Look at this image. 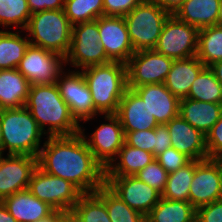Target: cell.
Listing matches in <instances>:
<instances>
[{"label":"cell","mask_w":222,"mask_h":222,"mask_svg":"<svg viewBox=\"0 0 222 222\" xmlns=\"http://www.w3.org/2000/svg\"><path fill=\"white\" fill-rule=\"evenodd\" d=\"M45 138L37 156L40 169L70 181L83 194L94 193L105 183V168L94 158L80 132Z\"/></svg>","instance_id":"obj_1"},{"label":"cell","mask_w":222,"mask_h":222,"mask_svg":"<svg viewBox=\"0 0 222 222\" xmlns=\"http://www.w3.org/2000/svg\"><path fill=\"white\" fill-rule=\"evenodd\" d=\"M25 107L42 131L49 136H70L80 132L82 125L72 116L56 83L30 85Z\"/></svg>","instance_id":"obj_2"},{"label":"cell","mask_w":222,"mask_h":222,"mask_svg":"<svg viewBox=\"0 0 222 222\" xmlns=\"http://www.w3.org/2000/svg\"><path fill=\"white\" fill-rule=\"evenodd\" d=\"M89 87L98 114H116L120 100L127 90L126 64L110 62L81 70Z\"/></svg>","instance_id":"obj_3"},{"label":"cell","mask_w":222,"mask_h":222,"mask_svg":"<svg viewBox=\"0 0 222 222\" xmlns=\"http://www.w3.org/2000/svg\"><path fill=\"white\" fill-rule=\"evenodd\" d=\"M0 124L3 152L8 148L7 154L39 155L45 133L25 106L0 110Z\"/></svg>","instance_id":"obj_4"},{"label":"cell","mask_w":222,"mask_h":222,"mask_svg":"<svg viewBox=\"0 0 222 222\" xmlns=\"http://www.w3.org/2000/svg\"><path fill=\"white\" fill-rule=\"evenodd\" d=\"M25 31L30 44L66 57L72 38V24L61 10H46L31 14Z\"/></svg>","instance_id":"obj_5"},{"label":"cell","mask_w":222,"mask_h":222,"mask_svg":"<svg viewBox=\"0 0 222 222\" xmlns=\"http://www.w3.org/2000/svg\"><path fill=\"white\" fill-rule=\"evenodd\" d=\"M170 15L155 2L143 0L124 16L134 51L153 49Z\"/></svg>","instance_id":"obj_6"},{"label":"cell","mask_w":222,"mask_h":222,"mask_svg":"<svg viewBox=\"0 0 222 222\" xmlns=\"http://www.w3.org/2000/svg\"><path fill=\"white\" fill-rule=\"evenodd\" d=\"M65 63L81 70L92 65L112 62L100 43L97 19L72 25L71 46Z\"/></svg>","instance_id":"obj_7"},{"label":"cell","mask_w":222,"mask_h":222,"mask_svg":"<svg viewBox=\"0 0 222 222\" xmlns=\"http://www.w3.org/2000/svg\"><path fill=\"white\" fill-rule=\"evenodd\" d=\"M28 190L55 210L68 212L83 194L70 181L44 172L38 166L32 173Z\"/></svg>","instance_id":"obj_8"},{"label":"cell","mask_w":222,"mask_h":222,"mask_svg":"<svg viewBox=\"0 0 222 222\" xmlns=\"http://www.w3.org/2000/svg\"><path fill=\"white\" fill-rule=\"evenodd\" d=\"M199 29L178 20L173 14L165 21L159 40L153 48L173 60L197 54Z\"/></svg>","instance_id":"obj_9"},{"label":"cell","mask_w":222,"mask_h":222,"mask_svg":"<svg viewBox=\"0 0 222 222\" xmlns=\"http://www.w3.org/2000/svg\"><path fill=\"white\" fill-rule=\"evenodd\" d=\"M172 63L173 59L154 49L135 51L126 63L128 88L164 83Z\"/></svg>","instance_id":"obj_10"},{"label":"cell","mask_w":222,"mask_h":222,"mask_svg":"<svg viewBox=\"0 0 222 222\" xmlns=\"http://www.w3.org/2000/svg\"><path fill=\"white\" fill-rule=\"evenodd\" d=\"M63 63L61 55L30 44L17 69L31 85L51 84L64 70Z\"/></svg>","instance_id":"obj_11"},{"label":"cell","mask_w":222,"mask_h":222,"mask_svg":"<svg viewBox=\"0 0 222 222\" xmlns=\"http://www.w3.org/2000/svg\"><path fill=\"white\" fill-rule=\"evenodd\" d=\"M63 74V71L59 74L56 85L61 97L69 106L72 116L78 123L82 120L85 122L94 119L98 113L95 111L92 96L82 72L77 70Z\"/></svg>","instance_id":"obj_12"},{"label":"cell","mask_w":222,"mask_h":222,"mask_svg":"<svg viewBox=\"0 0 222 222\" xmlns=\"http://www.w3.org/2000/svg\"><path fill=\"white\" fill-rule=\"evenodd\" d=\"M104 117L109 123L101 124L89 138L85 136L82 128L80 133L94 158L106 168L117 157L125 142V134L116 114H105Z\"/></svg>","instance_id":"obj_13"},{"label":"cell","mask_w":222,"mask_h":222,"mask_svg":"<svg viewBox=\"0 0 222 222\" xmlns=\"http://www.w3.org/2000/svg\"><path fill=\"white\" fill-rule=\"evenodd\" d=\"M105 184L129 207L145 217L161 199V193L136 176H105Z\"/></svg>","instance_id":"obj_14"},{"label":"cell","mask_w":222,"mask_h":222,"mask_svg":"<svg viewBox=\"0 0 222 222\" xmlns=\"http://www.w3.org/2000/svg\"><path fill=\"white\" fill-rule=\"evenodd\" d=\"M222 199V175L213 159L195 160L194 177L189 188V202L197 209Z\"/></svg>","instance_id":"obj_15"},{"label":"cell","mask_w":222,"mask_h":222,"mask_svg":"<svg viewBox=\"0 0 222 222\" xmlns=\"http://www.w3.org/2000/svg\"><path fill=\"white\" fill-rule=\"evenodd\" d=\"M100 43L112 62L126 64L135 53L129 38L124 17L101 16L97 18Z\"/></svg>","instance_id":"obj_16"},{"label":"cell","mask_w":222,"mask_h":222,"mask_svg":"<svg viewBox=\"0 0 222 222\" xmlns=\"http://www.w3.org/2000/svg\"><path fill=\"white\" fill-rule=\"evenodd\" d=\"M37 167V157L29 155H0V201L18 191L28 189Z\"/></svg>","instance_id":"obj_17"},{"label":"cell","mask_w":222,"mask_h":222,"mask_svg":"<svg viewBox=\"0 0 222 222\" xmlns=\"http://www.w3.org/2000/svg\"><path fill=\"white\" fill-rule=\"evenodd\" d=\"M171 136V145L178 152L185 154L191 160L202 161L208 159L206 136L192 127L179 115L167 124Z\"/></svg>","instance_id":"obj_18"},{"label":"cell","mask_w":222,"mask_h":222,"mask_svg":"<svg viewBox=\"0 0 222 222\" xmlns=\"http://www.w3.org/2000/svg\"><path fill=\"white\" fill-rule=\"evenodd\" d=\"M116 115L124 132L149 130L159 125L143 99L130 88L120 100Z\"/></svg>","instance_id":"obj_19"},{"label":"cell","mask_w":222,"mask_h":222,"mask_svg":"<svg viewBox=\"0 0 222 222\" xmlns=\"http://www.w3.org/2000/svg\"><path fill=\"white\" fill-rule=\"evenodd\" d=\"M133 90L146 103L159 125L167 124L178 116L180 99L174 96L164 83L146 84Z\"/></svg>","instance_id":"obj_20"},{"label":"cell","mask_w":222,"mask_h":222,"mask_svg":"<svg viewBox=\"0 0 222 222\" xmlns=\"http://www.w3.org/2000/svg\"><path fill=\"white\" fill-rule=\"evenodd\" d=\"M17 222H36L55 209L35 197L28 189L21 190L1 201Z\"/></svg>","instance_id":"obj_21"},{"label":"cell","mask_w":222,"mask_h":222,"mask_svg":"<svg viewBox=\"0 0 222 222\" xmlns=\"http://www.w3.org/2000/svg\"><path fill=\"white\" fill-rule=\"evenodd\" d=\"M205 67L196 55L173 60L164 84L177 98H187L193 81Z\"/></svg>","instance_id":"obj_22"},{"label":"cell","mask_w":222,"mask_h":222,"mask_svg":"<svg viewBox=\"0 0 222 222\" xmlns=\"http://www.w3.org/2000/svg\"><path fill=\"white\" fill-rule=\"evenodd\" d=\"M222 114V103L201 102L190 98L180 99L179 116L205 136Z\"/></svg>","instance_id":"obj_23"},{"label":"cell","mask_w":222,"mask_h":222,"mask_svg":"<svg viewBox=\"0 0 222 222\" xmlns=\"http://www.w3.org/2000/svg\"><path fill=\"white\" fill-rule=\"evenodd\" d=\"M30 83L17 68L0 70V110L24 107Z\"/></svg>","instance_id":"obj_24"},{"label":"cell","mask_w":222,"mask_h":222,"mask_svg":"<svg viewBox=\"0 0 222 222\" xmlns=\"http://www.w3.org/2000/svg\"><path fill=\"white\" fill-rule=\"evenodd\" d=\"M221 0H185L173 14L198 29L216 26Z\"/></svg>","instance_id":"obj_25"},{"label":"cell","mask_w":222,"mask_h":222,"mask_svg":"<svg viewBox=\"0 0 222 222\" xmlns=\"http://www.w3.org/2000/svg\"><path fill=\"white\" fill-rule=\"evenodd\" d=\"M117 156L105 168V176H135L140 170L155 160L152 153L132 147L125 142L118 151ZM116 160L119 162L116 163Z\"/></svg>","instance_id":"obj_26"},{"label":"cell","mask_w":222,"mask_h":222,"mask_svg":"<svg viewBox=\"0 0 222 222\" xmlns=\"http://www.w3.org/2000/svg\"><path fill=\"white\" fill-rule=\"evenodd\" d=\"M146 222H196V208L189 201L161 197L146 216Z\"/></svg>","instance_id":"obj_27"},{"label":"cell","mask_w":222,"mask_h":222,"mask_svg":"<svg viewBox=\"0 0 222 222\" xmlns=\"http://www.w3.org/2000/svg\"><path fill=\"white\" fill-rule=\"evenodd\" d=\"M20 33L0 30V70L18 68L30 45L29 38Z\"/></svg>","instance_id":"obj_28"},{"label":"cell","mask_w":222,"mask_h":222,"mask_svg":"<svg viewBox=\"0 0 222 222\" xmlns=\"http://www.w3.org/2000/svg\"><path fill=\"white\" fill-rule=\"evenodd\" d=\"M196 56L206 67L222 60V26L199 29Z\"/></svg>","instance_id":"obj_29"},{"label":"cell","mask_w":222,"mask_h":222,"mask_svg":"<svg viewBox=\"0 0 222 222\" xmlns=\"http://www.w3.org/2000/svg\"><path fill=\"white\" fill-rule=\"evenodd\" d=\"M95 193L105 202L111 222H146V217L129 207L105 183Z\"/></svg>","instance_id":"obj_30"},{"label":"cell","mask_w":222,"mask_h":222,"mask_svg":"<svg viewBox=\"0 0 222 222\" xmlns=\"http://www.w3.org/2000/svg\"><path fill=\"white\" fill-rule=\"evenodd\" d=\"M195 160L168 174L161 197L170 200L189 201V188L194 177Z\"/></svg>","instance_id":"obj_31"},{"label":"cell","mask_w":222,"mask_h":222,"mask_svg":"<svg viewBox=\"0 0 222 222\" xmlns=\"http://www.w3.org/2000/svg\"><path fill=\"white\" fill-rule=\"evenodd\" d=\"M187 98L211 103H222V88L215 74L205 67L193 81Z\"/></svg>","instance_id":"obj_32"},{"label":"cell","mask_w":222,"mask_h":222,"mask_svg":"<svg viewBox=\"0 0 222 222\" xmlns=\"http://www.w3.org/2000/svg\"><path fill=\"white\" fill-rule=\"evenodd\" d=\"M71 212L82 222H111L105 202L95 192L82 194Z\"/></svg>","instance_id":"obj_33"},{"label":"cell","mask_w":222,"mask_h":222,"mask_svg":"<svg viewBox=\"0 0 222 222\" xmlns=\"http://www.w3.org/2000/svg\"><path fill=\"white\" fill-rule=\"evenodd\" d=\"M63 10L72 25L104 16L103 0H65Z\"/></svg>","instance_id":"obj_34"},{"label":"cell","mask_w":222,"mask_h":222,"mask_svg":"<svg viewBox=\"0 0 222 222\" xmlns=\"http://www.w3.org/2000/svg\"><path fill=\"white\" fill-rule=\"evenodd\" d=\"M31 17L27 0H0V25L26 28Z\"/></svg>","instance_id":"obj_35"},{"label":"cell","mask_w":222,"mask_h":222,"mask_svg":"<svg viewBox=\"0 0 222 222\" xmlns=\"http://www.w3.org/2000/svg\"><path fill=\"white\" fill-rule=\"evenodd\" d=\"M135 176L162 194L166 186L168 172L155 159Z\"/></svg>","instance_id":"obj_36"},{"label":"cell","mask_w":222,"mask_h":222,"mask_svg":"<svg viewBox=\"0 0 222 222\" xmlns=\"http://www.w3.org/2000/svg\"><path fill=\"white\" fill-rule=\"evenodd\" d=\"M125 143L150 152L155 157V128L142 131L124 132Z\"/></svg>","instance_id":"obj_37"},{"label":"cell","mask_w":222,"mask_h":222,"mask_svg":"<svg viewBox=\"0 0 222 222\" xmlns=\"http://www.w3.org/2000/svg\"><path fill=\"white\" fill-rule=\"evenodd\" d=\"M158 163L168 172H175L188 164L191 159L185 154L178 152L175 148L169 147L155 158Z\"/></svg>","instance_id":"obj_38"},{"label":"cell","mask_w":222,"mask_h":222,"mask_svg":"<svg viewBox=\"0 0 222 222\" xmlns=\"http://www.w3.org/2000/svg\"><path fill=\"white\" fill-rule=\"evenodd\" d=\"M143 0H103L104 16L124 17Z\"/></svg>","instance_id":"obj_39"},{"label":"cell","mask_w":222,"mask_h":222,"mask_svg":"<svg viewBox=\"0 0 222 222\" xmlns=\"http://www.w3.org/2000/svg\"><path fill=\"white\" fill-rule=\"evenodd\" d=\"M206 149L208 158L222 153V114L220 119L214 124L210 132L206 135Z\"/></svg>","instance_id":"obj_40"},{"label":"cell","mask_w":222,"mask_h":222,"mask_svg":"<svg viewBox=\"0 0 222 222\" xmlns=\"http://www.w3.org/2000/svg\"><path fill=\"white\" fill-rule=\"evenodd\" d=\"M196 222H222V199L197 208Z\"/></svg>","instance_id":"obj_41"},{"label":"cell","mask_w":222,"mask_h":222,"mask_svg":"<svg viewBox=\"0 0 222 222\" xmlns=\"http://www.w3.org/2000/svg\"><path fill=\"white\" fill-rule=\"evenodd\" d=\"M171 145V136L166 124H160L155 127V158L164 152Z\"/></svg>","instance_id":"obj_42"},{"label":"cell","mask_w":222,"mask_h":222,"mask_svg":"<svg viewBox=\"0 0 222 222\" xmlns=\"http://www.w3.org/2000/svg\"><path fill=\"white\" fill-rule=\"evenodd\" d=\"M31 14L46 10L64 9L65 0H27Z\"/></svg>","instance_id":"obj_43"},{"label":"cell","mask_w":222,"mask_h":222,"mask_svg":"<svg viewBox=\"0 0 222 222\" xmlns=\"http://www.w3.org/2000/svg\"><path fill=\"white\" fill-rule=\"evenodd\" d=\"M155 2L162 9L168 11L171 15L183 4L185 0H149Z\"/></svg>","instance_id":"obj_44"},{"label":"cell","mask_w":222,"mask_h":222,"mask_svg":"<svg viewBox=\"0 0 222 222\" xmlns=\"http://www.w3.org/2000/svg\"><path fill=\"white\" fill-rule=\"evenodd\" d=\"M64 213L63 211L54 210L49 216L41 218L36 222H61L64 218Z\"/></svg>","instance_id":"obj_45"},{"label":"cell","mask_w":222,"mask_h":222,"mask_svg":"<svg viewBox=\"0 0 222 222\" xmlns=\"http://www.w3.org/2000/svg\"><path fill=\"white\" fill-rule=\"evenodd\" d=\"M209 68L215 74V77L222 88V60L214 62L212 65L209 66Z\"/></svg>","instance_id":"obj_46"},{"label":"cell","mask_w":222,"mask_h":222,"mask_svg":"<svg viewBox=\"0 0 222 222\" xmlns=\"http://www.w3.org/2000/svg\"><path fill=\"white\" fill-rule=\"evenodd\" d=\"M0 222H17V220L8 212L7 208L0 201Z\"/></svg>","instance_id":"obj_47"},{"label":"cell","mask_w":222,"mask_h":222,"mask_svg":"<svg viewBox=\"0 0 222 222\" xmlns=\"http://www.w3.org/2000/svg\"><path fill=\"white\" fill-rule=\"evenodd\" d=\"M64 222H82L79 218H77L71 211L64 213Z\"/></svg>","instance_id":"obj_48"},{"label":"cell","mask_w":222,"mask_h":222,"mask_svg":"<svg viewBox=\"0 0 222 222\" xmlns=\"http://www.w3.org/2000/svg\"><path fill=\"white\" fill-rule=\"evenodd\" d=\"M212 159L219 166V169L222 175V153L215 155Z\"/></svg>","instance_id":"obj_49"},{"label":"cell","mask_w":222,"mask_h":222,"mask_svg":"<svg viewBox=\"0 0 222 222\" xmlns=\"http://www.w3.org/2000/svg\"><path fill=\"white\" fill-rule=\"evenodd\" d=\"M217 25L222 26V0L219 6L218 22Z\"/></svg>","instance_id":"obj_50"},{"label":"cell","mask_w":222,"mask_h":222,"mask_svg":"<svg viewBox=\"0 0 222 222\" xmlns=\"http://www.w3.org/2000/svg\"><path fill=\"white\" fill-rule=\"evenodd\" d=\"M3 142H2V131H1V124H0V155H3Z\"/></svg>","instance_id":"obj_51"}]
</instances>
